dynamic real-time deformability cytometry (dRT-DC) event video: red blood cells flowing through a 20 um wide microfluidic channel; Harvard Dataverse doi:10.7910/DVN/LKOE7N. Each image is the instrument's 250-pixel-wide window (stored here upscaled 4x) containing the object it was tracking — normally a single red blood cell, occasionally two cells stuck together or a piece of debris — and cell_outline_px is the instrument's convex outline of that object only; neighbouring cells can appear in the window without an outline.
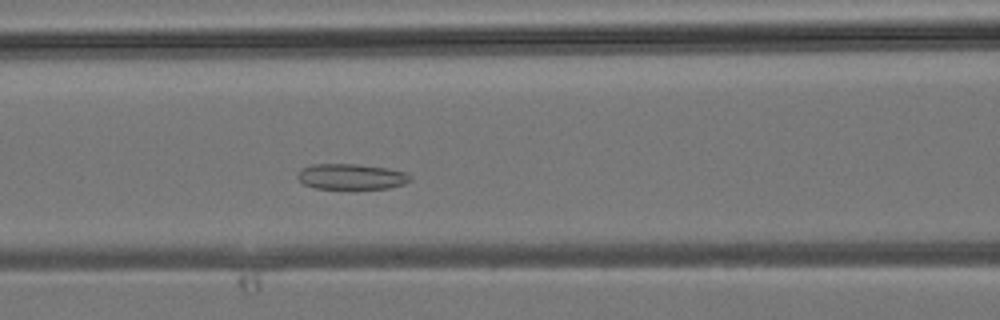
{"species": "common noctule bat (a hibernating species)", "species_latin": "Nyctalus noctula", "temperature_condition": "room temperature", "stored_images_in_passage": 29, "camera_frame_rate_fps": 3000, "um_per_image_px": 0.085, "animal": {"sex": "male", "body_mass_g": 19.2, "forearm_length_mm": 51.8}, "frame": {"image": 1, "passage_image": 5, "time_ms": 1.333, "image_size_px": [1000, 320], "cell_outline_px": [[412, 180], [404, 184], [388, 188], [316, 188], [304, 184], [296, 176], [296, 172], [300, 168], [312, 164], [356, 164], [388, 168], [408, 172], [412, 176]], "centroid_in_image_um": [29.87, 15.0], "position_along_channel_um": 136.7, "area_um2": 16.94}}
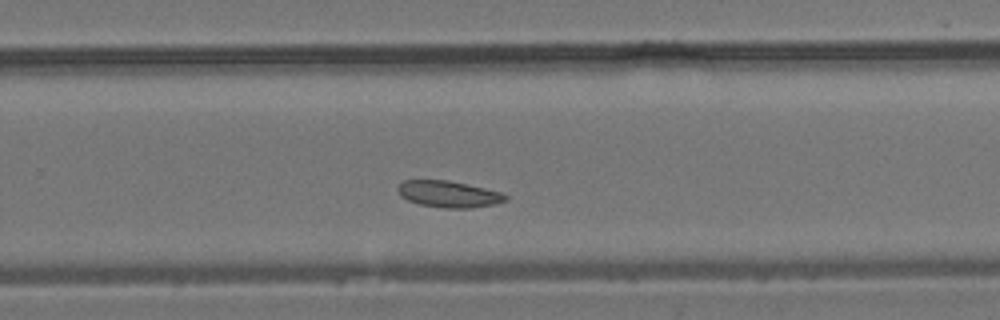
{"frame": {"image": 2, "passage_image": 14, "time_ms": 4.333, "image_size_px": [1000, 320], "cell_outline_px": [[508, 200], [496, 204], [472, 208], [444, 208], [420, 204], [408, 200], [400, 196], [396, 188], [404, 180], [448, 180], [484, 188], [500, 192], [508, 196]], "centroid_in_image_um": [38.14, 16.5], "position_along_channel_um": 291.7, "area_um2": 16.65}}
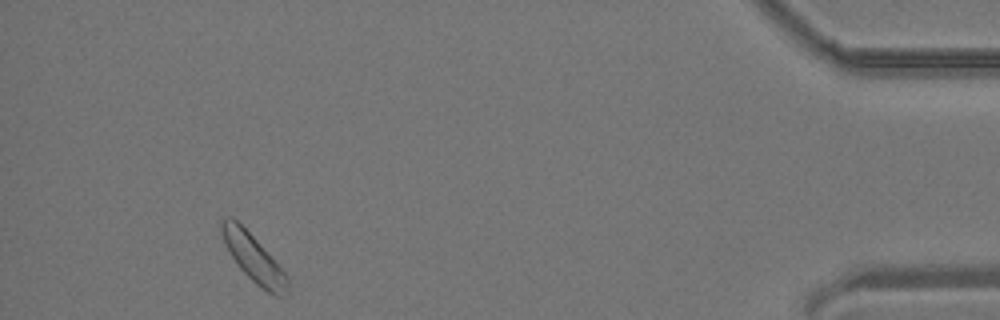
{"frame": {"image": 3, "passage_image": 25, "time_ms": 8.0, "image_size_px": [1000, 320], "cell_outline_px": [[288, 296], [276, 296], [268, 292], [256, 284], [236, 264], [224, 244], [220, 228], [220, 220], [228, 216], [232, 216], [256, 240], [288, 276]], "centroid_in_image_um": [21.53, 21.95], "position_along_channel_um": 413.7, "area_um2": 18.03}}